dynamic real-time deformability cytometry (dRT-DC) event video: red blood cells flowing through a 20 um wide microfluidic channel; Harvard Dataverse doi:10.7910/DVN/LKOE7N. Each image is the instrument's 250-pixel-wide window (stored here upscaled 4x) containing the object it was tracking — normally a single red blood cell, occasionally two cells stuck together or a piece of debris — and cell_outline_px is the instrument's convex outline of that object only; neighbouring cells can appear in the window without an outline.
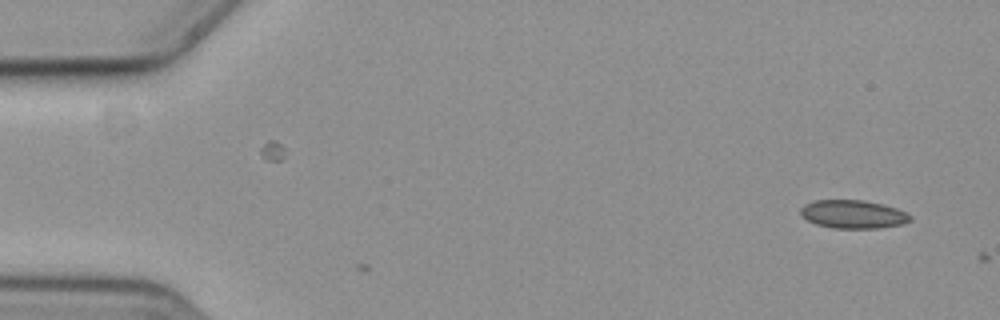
{"species": "common noctule bat (a hibernating species)", "species_latin": "Nyctalus noctula", "temperature_condition": "cold", "stored_images_in_passage": 2, "camera_frame_rate_fps": 3000, "um_per_image_px": 0.085, "animal": {"sex": "female", "body_mass_g": 19.3, "forearm_length_mm": 54.1}, "frame": {"image": 1, "passage_image": 1, "time_ms": 0.0, "image_size_px": [1000, 320], "cell_outline_px": [[912, 220], [900, 224], [880, 228], [832, 228], [816, 224], [808, 220], [800, 212], [800, 208], [804, 204], [816, 200], [864, 200], [896, 208], [912, 216]], "centroid_in_image_um": [72.5, 18.21], "position_along_channel_um": 12.5, "area_um2": 17.92}}